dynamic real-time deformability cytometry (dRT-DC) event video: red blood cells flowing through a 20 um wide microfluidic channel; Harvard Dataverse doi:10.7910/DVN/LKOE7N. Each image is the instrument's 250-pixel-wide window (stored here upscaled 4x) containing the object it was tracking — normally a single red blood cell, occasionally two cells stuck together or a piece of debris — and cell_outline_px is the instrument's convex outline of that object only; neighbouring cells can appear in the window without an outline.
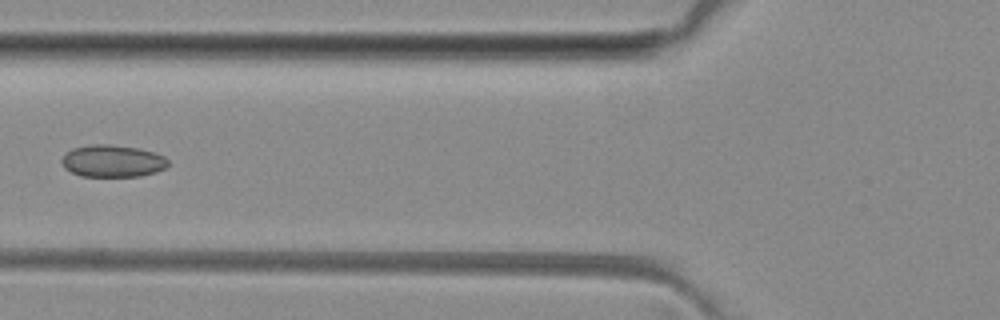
{"species": "common noctule bat (a hibernating species)", "species_latin": "Nyctalus noctula", "temperature_condition": "room temperature", "stored_images_in_passage": 6, "camera_frame_rate_fps": 3000, "um_per_image_px": 0.085, "animal": {"sex": "female", "body_mass_g": 29.2, "forearm_length_mm": 56.3}, "frame": {"image": 1, "passage_image": 6, "time_ms": 5.667, "image_size_px": [1000, 320], "cell_outline_px": [[168, 164], [164, 168], [156, 172], [140, 176], [80, 176], [64, 168], [60, 160], [72, 148], [92, 144], [112, 144], [140, 148], [156, 152], [164, 156], [168, 160]], "centroid_in_image_um": [9.58, 13.67], "position_along_channel_um": 116.2, "area_um2": 20.06}}